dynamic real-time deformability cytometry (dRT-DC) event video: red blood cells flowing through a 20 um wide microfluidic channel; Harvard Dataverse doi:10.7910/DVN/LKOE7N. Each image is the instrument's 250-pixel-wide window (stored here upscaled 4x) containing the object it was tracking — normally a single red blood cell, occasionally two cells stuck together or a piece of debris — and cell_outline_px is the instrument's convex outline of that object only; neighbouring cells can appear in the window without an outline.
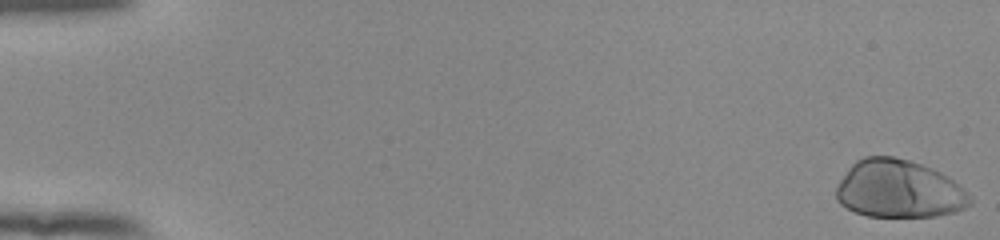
{"species": "human", "species_latin": "Homo sapiens", "temperature_condition": "room temperature", "stored_images_in_passage": 54, "camera_frame_rate_fps": 3000, "um_per_image_px": 0.085, "donor": {"sex": "female"}, "frame": {"image": 1, "passage_image": 1, "time_ms": 0.0, "image_size_px": [1000, 240], "cell_outline_px": [[972, 204], [956, 212], [936, 216], [868, 216], [856, 212], [840, 204], [836, 200], [836, 188], [840, 180], [848, 168], [856, 160], [864, 156], [892, 156], [908, 160], [932, 168], [948, 176], [972, 196]], "centroid_in_image_um": [76.41, 16.07], "position_along_channel_um": 8.6, "area_um2": 45.14}}
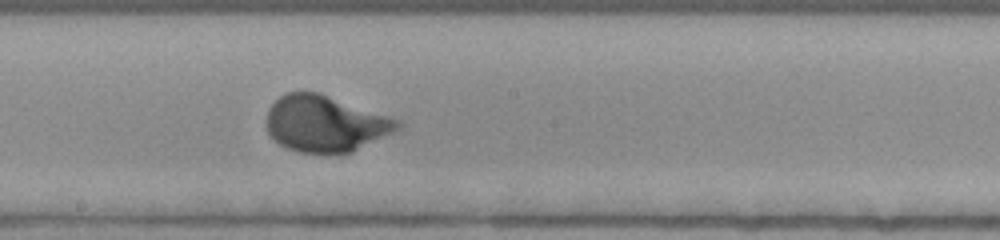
{"frame": {"image": 2, "passage_image": 31, "time_ms": 10.0, "image_size_px": [1000, 240], "cell_outline_px": [[404, 124], [400, 128], [352, 152], [300, 152], [288, 148], [280, 144], [268, 136], [268, 108], [284, 92], [320, 92], [400, 120]], "centroid_in_image_um": [27.64, 10.49], "position_along_channel_um": 220.6, "area_um2": 42.6}}
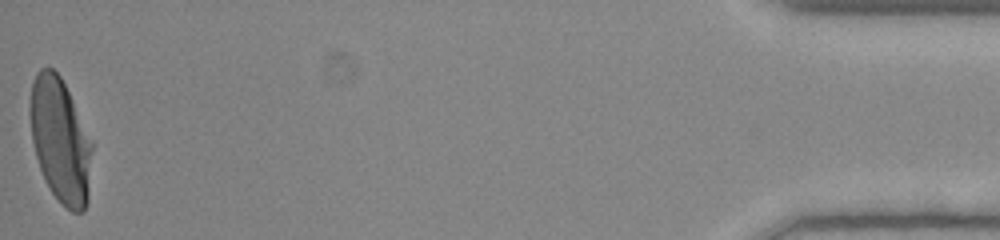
{"frame": {"image": 3, "passage_image": 54, "time_ms": 17.667, "image_size_px": [1000, 240], "cell_outline_px": [[92, 148], [88, 200], [84, 212], [72, 212], [60, 204], [44, 180], [36, 156], [32, 140], [32, 84], [36, 72], [40, 68], [52, 68], [60, 76], [72, 100], [92, 144]], "centroid_in_image_um": [5.14, 12.0], "position_along_channel_um": 430.1, "area_um2": 43.99}, "authors_computed_cell_mechanics": {"area_um2": 43.35, "velocity_mm_per_s": 3.8685, "shape_relaxation_time_tau1_ms": 2.4811, "shape_relaxation_time_tau2_ms": null, "deformation_change_tau1": 0.1893, "deformation_change_tau2": null}}